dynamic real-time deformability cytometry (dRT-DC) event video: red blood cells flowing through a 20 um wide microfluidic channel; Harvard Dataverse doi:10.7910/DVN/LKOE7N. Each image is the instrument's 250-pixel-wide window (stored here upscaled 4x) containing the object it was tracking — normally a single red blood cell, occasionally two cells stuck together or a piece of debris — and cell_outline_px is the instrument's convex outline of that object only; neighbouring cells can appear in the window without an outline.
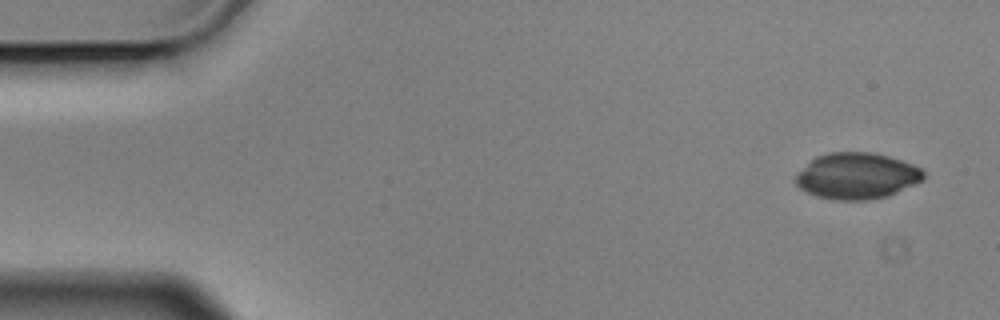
{"species": "Egyptian fruit bat (a non-hibernating species)", "species_latin": "Rousettus aegyptiacus", "temperature_condition": "cold", "stored_images_in_passage": 8, "camera_frame_rate_fps": 3000, "um_per_image_px": 0.085, "animal": {"sex": "male"}, "frame": {"image": 1, "passage_image": 1, "time_ms": 0.0, "image_size_px": [1000, 320], "cell_outline_px": [[924, 180], [888, 196], [868, 200], [832, 200], [816, 196], [800, 188], [792, 180], [796, 172], [816, 156], [828, 152], [872, 152], [888, 156], [912, 164], [920, 168], [924, 172]], "centroid_in_image_um": [72.79, 14.95], "position_along_channel_um": 12.2, "area_um2": 34.74}}